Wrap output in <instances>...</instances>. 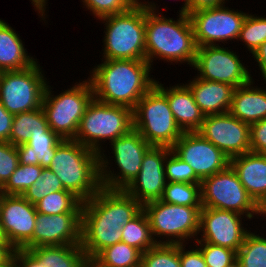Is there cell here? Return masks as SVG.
I'll use <instances>...</instances> for the list:
<instances>
[{
	"mask_svg": "<svg viewBox=\"0 0 266 267\" xmlns=\"http://www.w3.org/2000/svg\"><path fill=\"white\" fill-rule=\"evenodd\" d=\"M164 170L167 182L201 184L202 180L195 174L192 167L179 158L171 148L164 162Z\"/></svg>",
	"mask_w": 266,
	"mask_h": 267,
	"instance_id": "obj_38",
	"label": "cell"
},
{
	"mask_svg": "<svg viewBox=\"0 0 266 267\" xmlns=\"http://www.w3.org/2000/svg\"><path fill=\"white\" fill-rule=\"evenodd\" d=\"M227 1L229 0H186V14L190 15L198 10L219 7L225 5Z\"/></svg>",
	"mask_w": 266,
	"mask_h": 267,
	"instance_id": "obj_45",
	"label": "cell"
},
{
	"mask_svg": "<svg viewBox=\"0 0 266 267\" xmlns=\"http://www.w3.org/2000/svg\"><path fill=\"white\" fill-rule=\"evenodd\" d=\"M51 169L65 190L82 202L101 188L99 154L73 139H63L50 162Z\"/></svg>",
	"mask_w": 266,
	"mask_h": 267,
	"instance_id": "obj_4",
	"label": "cell"
},
{
	"mask_svg": "<svg viewBox=\"0 0 266 267\" xmlns=\"http://www.w3.org/2000/svg\"><path fill=\"white\" fill-rule=\"evenodd\" d=\"M81 244V213L36 215L32 248Z\"/></svg>",
	"mask_w": 266,
	"mask_h": 267,
	"instance_id": "obj_20",
	"label": "cell"
},
{
	"mask_svg": "<svg viewBox=\"0 0 266 267\" xmlns=\"http://www.w3.org/2000/svg\"><path fill=\"white\" fill-rule=\"evenodd\" d=\"M138 2L145 8L146 61L152 68L158 59L192 67L198 47L189 15L177 12V20L167 18L153 0Z\"/></svg>",
	"mask_w": 266,
	"mask_h": 267,
	"instance_id": "obj_2",
	"label": "cell"
},
{
	"mask_svg": "<svg viewBox=\"0 0 266 267\" xmlns=\"http://www.w3.org/2000/svg\"><path fill=\"white\" fill-rule=\"evenodd\" d=\"M13 114L9 113L0 102V142H8L10 138Z\"/></svg>",
	"mask_w": 266,
	"mask_h": 267,
	"instance_id": "obj_46",
	"label": "cell"
},
{
	"mask_svg": "<svg viewBox=\"0 0 266 267\" xmlns=\"http://www.w3.org/2000/svg\"><path fill=\"white\" fill-rule=\"evenodd\" d=\"M32 6L34 7L33 9L38 13L39 17L41 18L40 21H44L46 23L47 21L45 19L49 18L47 17L48 15L46 14L47 12V6H48V0H30Z\"/></svg>",
	"mask_w": 266,
	"mask_h": 267,
	"instance_id": "obj_48",
	"label": "cell"
},
{
	"mask_svg": "<svg viewBox=\"0 0 266 267\" xmlns=\"http://www.w3.org/2000/svg\"><path fill=\"white\" fill-rule=\"evenodd\" d=\"M265 217H266V209L263 210L262 218H260V221H261V219H262V221H263V219L266 221Z\"/></svg>",
	"mask_w": 266,
	"mask_h": 267,
	"instance_id": "obj_54",
	"label": "cell"
},
{
	"mask_svg": "<svg viewBox=\"0 0 266 267\" xmlns=\"http://www.w3.org/2000/svg\"><path fill=\"white\" fill-rule=\"evenodd\" d=\"M140 267H181L179 244H157L141 255Z\"/></svg>",
	"mask_w": 266,
	"mask_h": 267,
	"instance_id": "obj_36",
	"label": "cell"
},
{
	"mask_svg": "<svg viewBox=\"0 0 266 267\" xmlns=\"http://www.w3.org/2000/svg\"><path fill=\"white\" fill-rule=\"evenodd\" d=\"M237 41L244 43L247 51L251 55L259 48L261 44L266 42V17L258 16L248 12L242 28L240 30Z\"/></svg>",
	"mask_w": 266,
	"mask_h": 267,
	"instance_id": "obj_34",
	"label": "cell"
},
{
	"mask_svg": "<svg viewBox=\"0 0 266 267\" xmlns=\"http://www.w3.org/2000/svg\"><path fill=\"white\" fill-rule=\"evenodd\" d=\"M143 210V205L124 190L101 188L83 202L81 247L96 256L104 248L121 242L122 227Z\"/></svg>",
	"mask_w": 266,
	"mask_h": 267,
	"instance_id": "obj_1",
	"label": "cell"
},
{
	"mask_svg": "<svg viewBox=\"0 0 266 267\" xmlns=\"http://www.w3.org/2000/svg\"><path fill=\"white\" fill-rule=\"evenodd\" d=\"M29 251L44 267H82L86 256L80 244L40 246Z\"/></svg>",
	"mask_w": 266,
	"mask_h": 267,
	"instance_id": "obj_27",
	"label": "cell"
},
{
	"mask_svg": "<svg viewBox=\"0 0 266 267\" xmlns=\"http://www.w3.org/2000/svg\"><path fill=\"white\" fill-rule=\"evenodd\" d=\"M200 250L208 267H228L236 262L237 251L206 242H193Z\"/></svg>",
	"mask_w": 266,
	"mask_h": 267,
	"instance_id": "obj_39",
	"label": "cell"
},
{
	"mask_svg": "<svg viewBox=\"0 0 266 267\" xmlns=\"http://www.w3.org/2000/svg\"><path fill=\"white\" fill-rule=\"evenodd\" d=\"M37 210L22 195H0V225L5 239L15 249H32Z\"/></svg>",
	"mask_w": 266,
	"mask_h": 267,
	"instance_id": "obj_16",
	"label": "cell"
},
{
	"mask_svg": "<svg viewBox=\"0 0 266 267\" xmlns=\"http://www.w3.org/2000/svg\"><path fill=\"white\" fill-rule=\"evenodd\" d=\"M251 57L252 59L254 58V62H257L255 66H258L257 68L260 70L262 80L266 83V42L261 44Z\"/></svg>",
	"mask_w": 266,
	"mask_h": 267,
	"instance_id": "obj_47",
	"label": "cell"
},
{
	"mask_svg": "<svg viewBox=\"0 0 266 267\" xmlns=\"http://www.w3.org/2000/svg\"><path fill=\"white\" fill-rule=\"evenodd\" d=\"M62 140L50 128L46 132L31 133L27 143L16 146L19 164L49 168L56 147Z\"/></svg>",
	"mask_w": 266,
	"mask_h": 267,
	"instance_id": "obj_26",
	"label": "cell"
},
{
	"mask_svg": "<svg viewBox=\"0 0 266 267\" xmlns=\"http://www.w3.org/2000/svg\"><path fill=\"white\" fill-rule=\"evenodd\" d=\"M80 2L98 21L106 16L123 13L136 3L135 0H81Z\"/></svg>",
	"mask_w": 266,
	"mask_h": 267,
	"instance_id": "obj_40",
	"label": "cell"
},
{
	"mask_svg": "<svg viewBox=\"0 0 266 267\" xmlns=\"http://www.w3.org/2000/svg\"><path fill=\"white\" fill-rule=\"evenodd\" d=\"M196 132L230 159L250 152V125L229 112L205 116Z\"/></svg>",
	"mask_w": 266,
	"mask_h": 267,
	"instance_id": "obj_17",
	"label": "cell"
},
{
	"mask_svg": "<svg viewBox=\"0 0 266 267\" xmlns=\"http://www.w3.org/2000/svg\"><path fill=\"white\" fill-rule=\"evenodd\" d=\"M254 84L255 79L235 88L229 110L232 116L249 125L266 118V85Z\"/></svg>",
	"mask_w": 266,
	"mask_h": 267,
	"instance_id": "obj_24",
	"label": "cell"
},
{
	"mask_svg": "<svg viewBox=\"0 0 266 267\" xmlns=\"http://www.w3.org/2000/svg\"><path fill=\"white\" fill-rule=\"evenodd\" d=\"M161 201L189 207H202L201 184L167 182Z\"/></svg>",
	"mask_w": 266,
	"mask_h": 267,
	"instance_id": "obj_32",
	"label": "cell"
},
{
	"mask_svg": "<svg viewBox=\"0 0 266 267\" xmlns=\"http://www.w3.org/2000/svg\"><path fill=\"white\" fill-rule=\"evenodd\" d=\"M65 190L58 176L49 168H43L37 181L27 188L23 197L32 205H36L42 198L49 193Z\"/></svg>",
	"mask_w": 266,
	"mask_h": 267,
	"instance_id": "obj_37",
	"label": "cell"
},
{
	"mask_svg": "<svg viewBox=\"0 0 266 267\" xmlns=\"http://www.w3.org/2000/svg\"><path fill=\"white\" fill-rule=\"evenodd\" d=\"M19 164L18 152L10 142H0V189L9 180Z\"/></svg>",
	"mask_w": 266,
	"mask_h": 267,
	"instance_id": "obj_41",
	"label": "cell"
},
{
	"mask_svg": "<svg viewBox=\"0 0 266 267\" xmlns=\"http://www.w3.org/2000/svg\"><path fill=\"white\" fill-rule=\"evenodd\" d=\"M155 86L167 97L175 122L183 132H194L201 127L205 116L185 82L165 87L156 79Z\"/></svg>",
	"mask_w": 266,
	"mask_h": 267,
	"instance_id": "obj_21",
	"label": "cell"
},
{
	"mask_svg": "<svg viewBox=\"0 0 266 267\" xmlns=\"http://www.w3.org/2000/svg\"><path fill=\"white\" fill-rule=\"evenodd\" d=\"M204 116L229 112L235 87L196 76L185 83Z\"/></svg>",
	"mask_w": 266,
	"mask_h": 267,
	"instance_id": "obj_23",
	"label": "cell"
},
{
	"mask_svg": "<svg viewBox=\"0 0 266 267\" xmlns=\"http://www.w3.org/2000/svg\"><path fill=\"white\" fill-rule=\"evenodd\" d=\"M43 167L32 164H18L16 170L11 174L9 180L0 189L1 194L23 195L40 176Z\"/></svg>",
	"mask_w": 266,
	"mask_h": 267,
	"instance_id": "obj_35",
	"label": "cell"
},
{
	"mask_svg": "<svg viewBox=\"0 0 266 267\" xmlns=\"http://www.w3.org/2000/svg\"><path fill=\"white\" fill-rule=\"evenodd\" d=\"M132 129V109L106 104L93 98L80 120L73 140L100 154L104 148L107 149L109 143L128 134Z\"/></svg>",
	"mask_w": 266,
	"mask_h": 267,
	"instance_id": "obj_6",
	"label": "cell"
},
{
	"mask_svg": "<svg viewBox=\"0 0 266 267\" xmlns=\"http://www.w3.org/2000/svg\"><path fill=\"white\" fill-rule=\"evenodd\" d=\"M183 1V5H181L182 7H180L181 9L178 10L181 13H186V0H182Z\"/></svg>",
	"mask_w": 266,
	"mask_h": 267,
	"instance_id": "obj_52",
	"label": "cell"
},
{
	"mask_svg": "<svg viewBox=\"0 0 266 267\" xmlns=\"http://www.w3.org/2000/svg\"><path fill=\"white\" fill-rule=\"evenodd\" d=\"M49 129L43 108L15 114L8 142L18 146L27 143L31 133L46 132Z\"/></svg>",
	"mask_w": 266,
	"mask_h": 267,
	"instance_id": "obj_28",
	"label": "cell"
},
{
	"mask_svg": "<svg viewBox=\"0 0 266 267\" xmlns=\"http://www.w3.org/2000/svg\"><path fill=\"white\" fill-rule=\"evenodd\" d=\"M226 6L227 4L202 9L189 15L197 47L222 44L225 46L229 40L237 41L248 12Z\"/></svg>",
	"mask_w": 266,
	"mask_h": 267,
	"instance_id": "obj_14",
	"label": "cell"
},
{
	"mask_svg": "<svg viewBox=\"0 0 266 267\" xmlns=\"http://www.w3.org/2000/svg\"><path fill=\"white\" fill-rule=\"evenodd\" d=\"M121 241L135 247L141 253L157 245L143 210L122 227Z\"/></svg>",
	"mask_w": 266,
	"mask_h": 267,
	"instance_id": "obj_29",
	"label": "cell"
},
{
	"mask_svg": "<svg viewBox=\"0 0 266 267\" xmlns=\"http://www.w3.org/2000/svg\"><path fill=\"white\" fill-rule=\"evenodd\" d=\"M257 232L250 231L237 251L240 267H266V236Z\"/></svg>",
	"mask_w": 266,
	"mask_h": 267,
	"instance_id": "obj_30",
	"label": "cell"
},
{
	"mask_svg": "<svg viewBox=\"0 0 266 267\" xmlns=\"http://www.w3.org/2000/svg\"><path fill=\"white\" fill-rule=\"evenodd\" d=\"M36 61L17 71L0 72V102L11 114L29 112L42 107L48 79Z\"/></svg>",
	"mask_w": 266,
	"mask_h": 267,
	"instance_id": "obj_12",
	"label": "cell"
},
{
	"mask_svg": "<svg viewBox=\"0 0 266 267\" xmlns=\"http://www.w3.org/2000/svg\"><path fill=\"white\" fill-rule=\"evenodd\" d=\"M142 253L125 242L101 250L96 257L111 267H140Z\"/></svg>",
	"mask_w": 266,
	"mask_h": 267,
	"instance_id": "obj_33",
	"label": "cell"
},
{
	"mask_svg": "<svg viewBox=\"0 0 266 267\" xmlns=\"http://www.w3.org/2000/svg\"><path fill=\"white\" fill-rule=\"evenodd\" d=\"M201 209L202 207L169 204L161 200L143 204V211L157 244L188 245L190 240V244L195 242L199 233Z\"/></svg>",
	"mask_w": 266,
	"mask_h": 267,
	"instance_id": "obj_9",
	"label": "cell"
},
{
	"mask_svg": "<svg viewBox=\"0 0 266 267\" xmlns=\"http://www.w3.org/2000/svg\"><path fill=\"white\" fill-rule=\"evenodd\" d=\"M228 48L230 47H224V45L198 47L191 67L197 70L196 77L207 81L227 83L235 88L244 86L253 80L249 66L240 60L239 53Z\"/></svg>",
	"mask_w": 266,
	"mask_h": 267,
	"instance_id": "obj_13",
	"label": "cell"
},
{
	"mask_svg": "<svg viewBox=\"0 0 266 267\" xmlns=\"http://www.w3.org/2000/svg\"><path fill=\"white\" fill-rule=\"evenodd\" d=\"M14 250L8 242H0V264L8 261L13 256Z\"/></svg>",
	"mask_w": 266,
	"mask_h": 267,
	"instance_id": "obj_49",
	"label": "cell"
},
{
	"mask_svg": "<svg viewBox=\"0 0 266 267\" xmlns=\"http://www.w3.org/2000/svg\"><path fill=\"white\" fill-rule=\"evenodd\" d=\"M76 82L72 87L54 93L48 81L42 108L47 117L49 128L62 139H74L81 118L94 98L89 79ZM52 89V90H51Z\"/></svg>",
	"mask_w": 266,
	"mask_h": 267,
	"instance_id": "obj_7",
	"label": "cell"
},
{
	"mask_svg": "<svg viewBox=\"0 0 266 267\" xmlns=\"http://www.w3.org/2000/svg\"><path fill=\"white\" fill-rule=\"evenodd\" d=\"M230 166L253 200L266 209V155L244 153L232 157Z\"/></svg>",
	"mask_w": 266,
	"mask_h": 267,
	"instance_id": "obj_22",
	"label": "cell"
},
{
	"mask_svg": "<svg viewBox=\"0 0 266 267\" xmlns=\"http://www.w3.org/2000/svg\"><path fill=\"white\" fill-rule=\"evenodd\" d=\"M7 22L0 19V72L23 70L37 58L28 54L21 36Z\"/></svg>",
	"mask_w": 266,
	"mask_h": 267,
	"instance_id": "obj_25",
	"label": "cell"
},
{
	"mask_svg": "<svg viewBox=\"0 0 266 267\" xmlns=\"http://www.w3.org/2000/svg\"><path fill=\"white\" fill-rule=\"evenodd\" d=\"M169 154V147L152 146L144 155L140 172L124 189L142 205L160 200L166 186L164 162Z\"/></svg>",
	"mask_w": 266,
	"mask_h": 267,
	"instance_id": "obj_19",
	"label": "cell"
},
{
	"mask_svg": "<svg viewBox=\"0 0 266 267\" xmlns=\"http://www.w3.org/2000/svg\"><path fill=\"white\" fill-rule=\"evenodd\" d=\"M99 20L105 29L100 59L146 60L145 8L139 2L123 13Z\"/></svg>",
	"mask_w": 266,
	"mask_h": 267,
	"instance_id": "obj_5",
	"label": "cell"
},
{
	"mask_svg": "<svg viewBox=\"0 0 266 267\" xmlns=\"http://www.w3.org/2000/svg\"><path fill=\"white\" fill-rule=\"evenodd\" d=\"M228 267H240L238 262L236 261L235 263H233L232 265L228 266Z\"/></svg>",
	"mask_w": 266,
	"mask_h": 267,
	"instance_id": "obj_55",
	"label": "cell"
},
{
	"mask_svg": "<svg viewBox=\"0 0 266 267\" xmlns=\"http://www.w3.org/2000/svg\"><path fill=\"white\" fill-rule=\"evenodd\" d=\"M83 202L67 190L55 191L42 198L35 206L38 213L54 215L81 213Z\"/></svg>",
	"mask_w": 266,
	"mask_h": 267,
	"instance_id": "obj_31",
	"label": "cell"
},
{
	"mask_svg": "<svg viewBox=\"0 0 266 267\" xmlns=\"http://www.w3.org/2000/svg\"><path fill=\"white\" fill-rule=\"evenodd\" d=\"M179 244V259L181 267H208L201 250L196 245Z\"/></svg>",
	"mask_w": 266,
	"mask_h": 267,
	"instance_id": "obj_43",
	"label": "cell"
},
{
	"mask_svg": "<svg viewBox=\"0 0 266 267\" xmlns=\"http://www.w3.org/2000/svg\"><path fill=\"white\" fill-rule=\"evenodd\" d=\"M250 152L266 155V118L250 124Z\"/></svg>",
	"mask_w": 266,
	"mask_h": 267,
	"instance_id": "obj_42",
	"label": "cell"
},
{
	"mask_svg": "<svg viewBox=\"0 0 266 267\" xmlns=\"http://www.w3.org/2000/svg\"><path fill=\"white\" fill-rule=\"evenodd\" d=\"M17 267H44L29 250L17 249L13 252Z\"/></svg>",
	"mask_w": 266,
	"mask_h": 267,
	"instance_id": "obj_44",
	"label": "cell"
},
{
	"mask_svg": "<svg viewBox=\"0 0 266 267\" xmlns=\"http://www.w3.org/2000/svg\"><path fill=\"white\" fill-rule=\"evenodd\" d=\"M201 204L202 207L237 212L249 221L259 219L263 214V209L248 194L230 165L201 181Z\"/></svg>",
	"mask_w": 266,
	"mask_h": 267,
	"instance_id": "obj_11",
	"label": "cell"
},
{
	"mask_svg": "<svg viewBox=\"0 0 266 267\" xmlns=\"http://www.w3.org/2000/svg\"><path fill=\"white\" fill-rule=\"evenodd\" d=\"M171 150L187 162L201 180L230 165V158L196 131L183 132Z\"/></svg>",
	"mask_w": 266,
	"mask_h": 267,
	"instance_id": "obj_18",
	"label": "cell"
},
{
	"mask_svg": "<svg viewBox=\"0 0 266 267\" xmlns=\"http://www.w3.org/2000/svg\"><path fill=\"white\" fill-rule=\"evenodd\" d=\"M82 267H111V266L104 264L96 256L86 255Z\"/></svg>",
	"mask_w": 266,
	"mask_h": 267,
	"instance_id": "obj_50",
	"label": "cell"
},
{
	"mask_svg": "<svg viewBox=\"0 0 266 267\" xmlns=\"http://www.w3.org/2000/svg\"><path fill=\"white\" fill-rule=\"evenodd\" d=\"M0 267H17L14 256H12L8 261L3 264H0Z\"/></svg>",
	"mask_w": 266,
	"mask_h": 267,
	"instance_id": "obj_51",
	"label": "cell"
},
{
	"mask_svg": "<svg viewBox=\"0 0 266 267\" xmlns=\"http://www.w3.org/2000/svg\"><path fill=\"white\" fill-rule=\"evenodd\" d=\"M109 146L113 156H108L105 149L99 154L101 185L106 189L124 190L139 174L144 155L152 146L134 129Z\"/></svg>",
	"mask_w": 266,
	"mask_h": 267,
	"instance_id": "obj_8",
	"label": "cell"
},
{
	"mask_svg": "<svg viewBox=\"0 0 266 267\" xmlns=\"http://www.w3.org/2000/svg\"><path fill=\"white\" fill-rule=\"evenodd\" d=\"M133 129L151 146L169 148L183 134L175 122L167 97L155 85L133 109Z\"/></svg>",
	"mask_w": 266,
	"mask_h": 267,
	"instance_id": "obj_10",
	"label": "cell"
},
{
	"mask_svg": "<svg viewBox=\"0 0 266 267\" xmlns=\"http://www.w3.org/2000/svg\"><path fill=\"white\" fill-rule=\"evenodd\" d=\"M92 68L88 79L94 98L132 110L156 82L151 75L154 68L146 60L101 59V63Z\"/></svg>",
	"mask_w": 266,
	"mask_h": 267,
	"instance_id": "obj_3",
	"label": "cell"
},
{
	"mask_svg": "<svg viewBox=\"0 0 266 267\" xmlns=\"http://www.w3.org/2000/svg\"><path fill=\"white\" fill-rule=\"evenodd\" d=\"M0 242H8L5 239V236H4L3 232H2L1 225H0Z\"/></svg>",
	"mask_w": 266,
	"mask_h": 267,
	"instance_id": "obj_53",
	"label": "cell"
},
{
	"mask_svg": "<svg viewBox=\"0 0 266 267\" xmlns=\"http://www.w3.org/2000/svg\"><path fill=\"white\" fill-rule=\"evenodd\" d=\"M246 218L248 219L231 210L202 207L199 233L195 242H206L238 251L251 231V228L247 229L248 224L244 223Z\"/></svg>",
	"mask_w": 266,
	"mask_h": 267,
	"instance_id": "obj_15",
	"label": "cell"
}]
</instances>
